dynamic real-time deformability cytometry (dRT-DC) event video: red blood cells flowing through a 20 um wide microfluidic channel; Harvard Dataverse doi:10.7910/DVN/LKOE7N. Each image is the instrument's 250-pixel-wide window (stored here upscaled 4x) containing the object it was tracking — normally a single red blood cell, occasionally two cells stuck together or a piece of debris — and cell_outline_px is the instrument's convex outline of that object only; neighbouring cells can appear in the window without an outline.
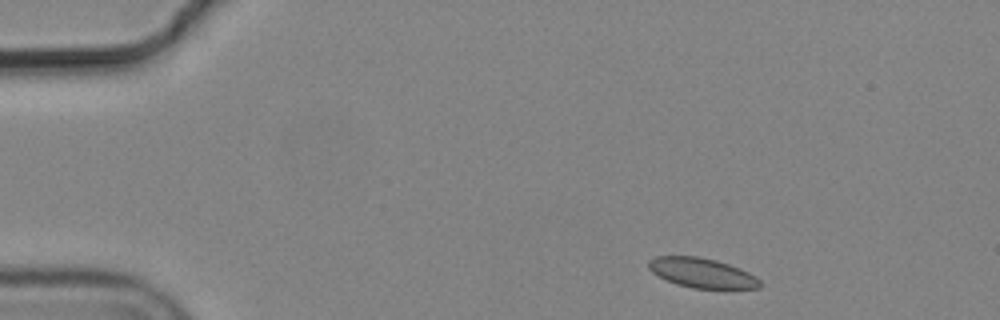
{"species": "common noctule bat (a hibernating species)", "species_latin": "Nyctalus noctula", "temperature_condition": "cold", "stored_images_in_passage": 3, "camera_frame_rate_fps": 3000, "um_per_image_px": 0.085, "animal": {"sex": "male", "body_mass_g": 19.2, "forearm_length_mm": 51.8}, "frame": {"image": 1, "passage_image": 1, "time_ms": 0.0, "image_size_px": [1000, 320], "cell_outline_px": [[764, 284], [760, 288], [692, 288], [676, 284], [652, 272], [648, 268], [648, 260], [656, 256], [700, 256], [716, 260], [740, 268], [756, 276]], "centroid_in_image_um": [59.69, 23.19], "position_along_channel_um": 25.3, "area_um2": 19.31}}